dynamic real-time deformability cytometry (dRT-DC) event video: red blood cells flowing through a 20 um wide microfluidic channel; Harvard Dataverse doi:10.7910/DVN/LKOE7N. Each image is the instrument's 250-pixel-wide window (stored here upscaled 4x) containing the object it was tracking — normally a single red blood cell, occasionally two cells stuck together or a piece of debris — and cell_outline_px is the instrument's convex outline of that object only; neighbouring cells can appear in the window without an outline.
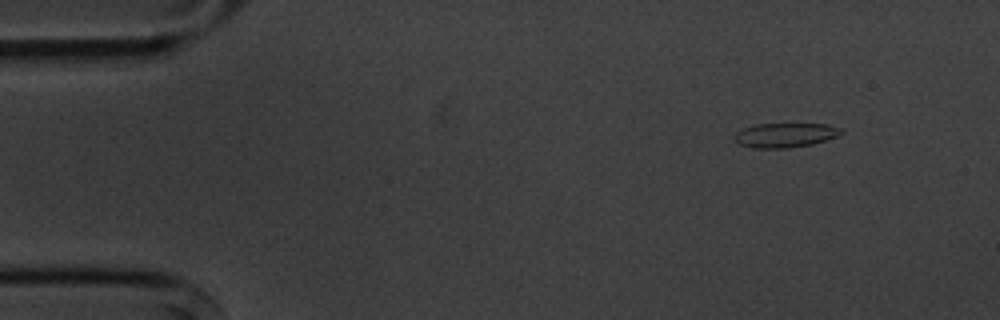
{"species": "common noctule bat (a hibernating species)", "species_latin": "Nyctalus noctula", "temperature_condition": "cold", "stored_images_in_passage": 4, "camera_frame_rate_fps": 3000, "um_per_image_px": 0.085, "animal": {"sex": "male", "body_mass_g": 20.1, "forearm_length_mm": 53.5}, "frame": {"image": 1, "passage_image": 2, "time_ms": 1.333, "image_size_px": [1000, 320], "cell_outline_px": [[844, 132], [836, 136], [812, 144], [788, 148], [752, 148], [740, 144], [732, 136], [736, 132], [744, 128], [756, 124], [828, 124], [840, 128]], "centroid_in_image_um": [66.72, 11.48], "position_along_channel_um": 18.3, "area_um2": 15.09}}
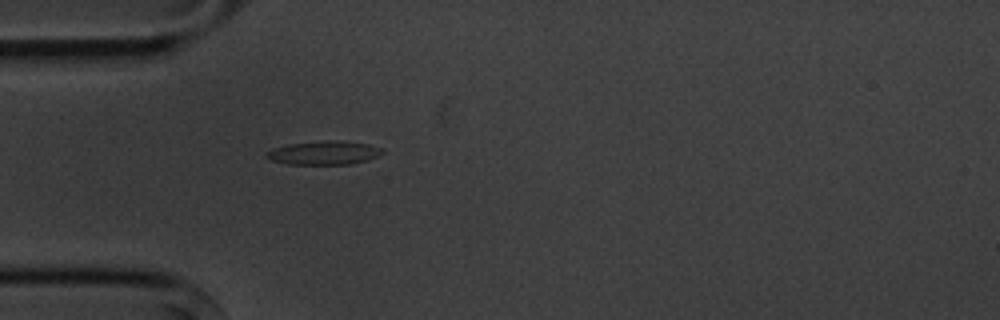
{"frame": {"image": 2, "passage_image": 4, "time_ms": 4.667, "image_size_px": [1000, 320], "cell_outline_px": [[384, 152], [368, 160], [352, 164], [288, 164], [272, 160], [264, 156], [264, 152], [272, 148], [288, 144], [328, 140], [336, 140], [368, 144], [380, 148]], "centroid_in_image_um": [27.49, 12.99], "position_along_channel_um": 57.5, "area_um2": 15.95}}